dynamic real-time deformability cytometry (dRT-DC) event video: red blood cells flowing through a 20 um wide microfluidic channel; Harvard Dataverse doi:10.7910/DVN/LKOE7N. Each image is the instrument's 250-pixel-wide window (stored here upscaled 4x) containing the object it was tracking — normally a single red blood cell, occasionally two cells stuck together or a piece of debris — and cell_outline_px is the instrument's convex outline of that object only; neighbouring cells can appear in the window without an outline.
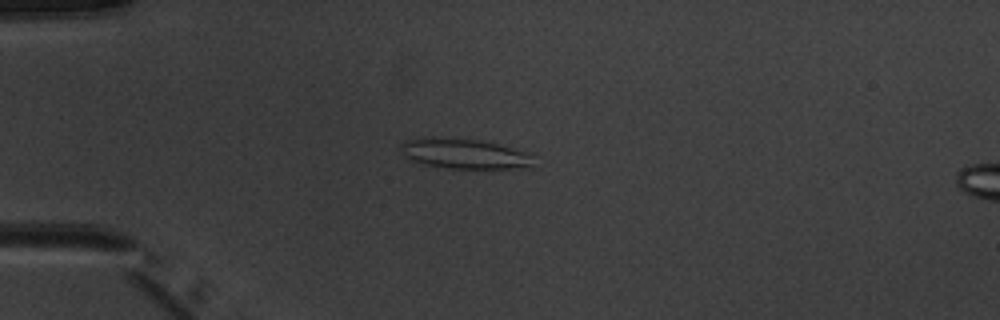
{"species": "common noctule bat (a hibernating species)", "species_latin": "Nyctalus noctula", "temperature_condition": "warm", "stored_images_in_passage": 6, "camera_frame_rate_fps": 3000, "um_per_image_px": 0.085, "animal": {"sex": "male", "body_mass_g": 20.1, "forearm_length_mm": 53.5}, "frame": {"image": 1, "passage_image": 3, "time_ms": 3.333, "image_size_px": [1000, 320], "cell_outline_px": [[532, 168], [448, 168], [424, 164], [412, 160], [404, 156], [400, 148], [400, 144], [404, 140], [424, 136], [432, 136], [476, 140], [500, 144], [532, 156]], "centroid_in_image_um": [39.38, 13.05], "position_along_channel_um": 45.6, "area_um2": 23.24}}
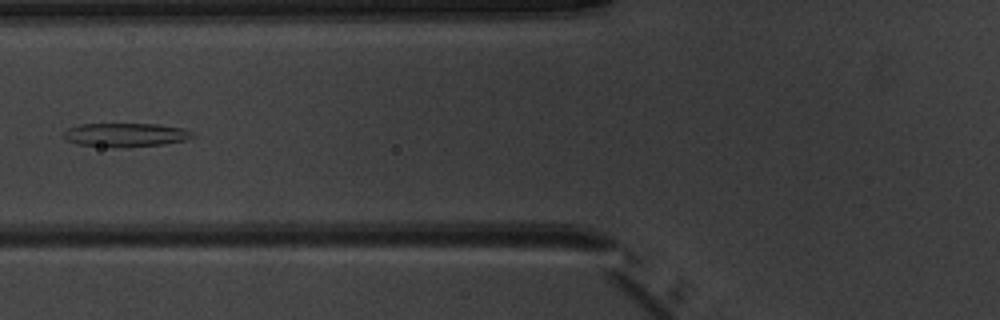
{"frame": {"image": 2, "passage_image": 5, "time_ms": 5.667, "image_size_px": [1000, 320], "cell_outline_px": [[196, 136], [188, 140], [164, 144], [116, 148], [112, 148], [76, 144], [68, 140], [64, 136], [64, 132], [68, 128], [80, 124], [156, 124], [184, 128], [192, 132]], "centroid_in_image_um": [10.71, 11.47], "position_along_channel_um": 115.1, "area_um2": 18.03}}
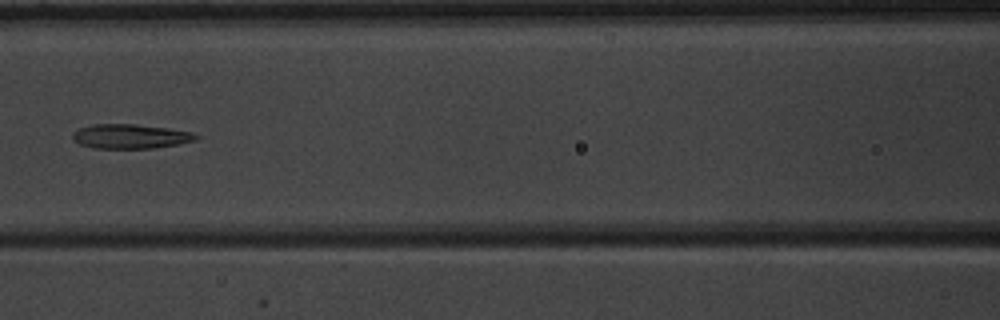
{"frame": {"image": 3, "passage_image": 6, "time_ms": 6.667, "image_size_px": [1000, 320], "cell_outline_px": [[200, 136], [196, 140], [180, 144], [152, 148], [92, 148], [80, 144], [72, 140], [72, 132], [80, 128], [92, 124], [136, 124], [168, 128], [192, 132]], "centroid_in_image_um": [11.08, 11.59], "position_along_channel_um": 155.5, "area_um2": 17.69}}